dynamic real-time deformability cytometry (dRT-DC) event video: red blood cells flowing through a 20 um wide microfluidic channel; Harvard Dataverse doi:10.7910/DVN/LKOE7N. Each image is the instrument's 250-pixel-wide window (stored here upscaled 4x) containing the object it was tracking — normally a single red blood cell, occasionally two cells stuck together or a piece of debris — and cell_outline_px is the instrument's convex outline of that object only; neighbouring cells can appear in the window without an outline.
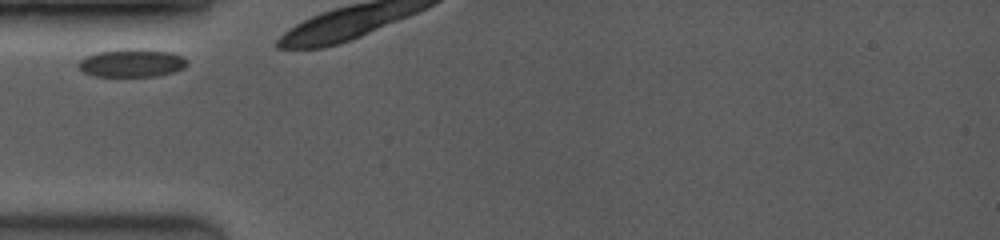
{"species": "common noctule bat (a hibernating species)", "species_latin": "Nyctalus noctula", "temperature_condition": "room temperature", "stored_images_in_passage": 4, "camera_frame_rate_fps": 3500, "um_per_image_px": 0.085, "animal": {"sex": "female", "body_mass_g": 19.0, "forearm_length_mm": 53.3}, "frame": {"image": 1, "passage_image": 1, "time_ms": 0.0, "image_size_px": [1000, 240], "cell_outline_px": [[188, 64], [184, 68], [172, 72], [156, 76], [92, 76], [84, 72], [80, 68], [80, 60], [96, 52], [124, 48], [136, 48], [172, 52], [184, 56], [188, 60]], "centroid_in_image_um": [11.26, 5.34], "position_along_channel_um": 73.7, "area_um2": 17.86}}